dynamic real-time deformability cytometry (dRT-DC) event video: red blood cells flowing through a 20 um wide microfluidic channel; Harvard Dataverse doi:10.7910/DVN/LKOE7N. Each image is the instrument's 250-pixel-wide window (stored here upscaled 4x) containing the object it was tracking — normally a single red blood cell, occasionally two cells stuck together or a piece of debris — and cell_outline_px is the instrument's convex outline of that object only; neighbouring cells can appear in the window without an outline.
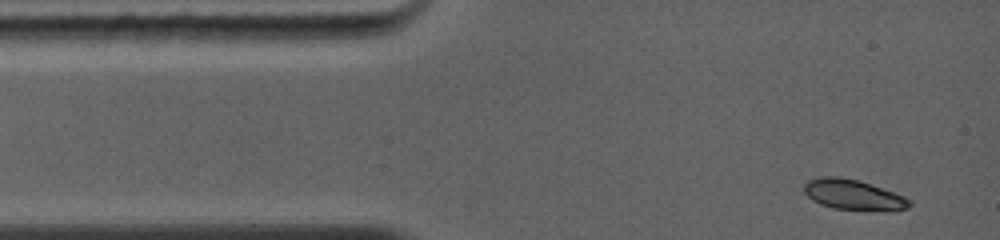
{"species": "common noctule bat (a hibernating species)", "species_latin": "Nyctalus noctula", "temperature_condition": "warm", "stored_images_in_passage": 24, "camera_frame_rate_fps": 5000, "um_per_image_px": 0.085, "animal": {"sex": "female", "body_mass_g": 19.0, "forearm_length_mm": 56.7}, "frame": {"image": 1, "passage_image": 1, "time_ms": 0.0, "image_size_px": [1000, 240], "cell_outline_px": [[908, 204], [904, 208], [836, 208], [824, 204], [808, 196], [804, 192], [804, 188], [812, 180], [856, 180], [892, 192], [908, 200]], "centroid_in_image_um": [72.5, 16.57], "position_along_channel_um": 12.5, "area_um2": 15.84}}
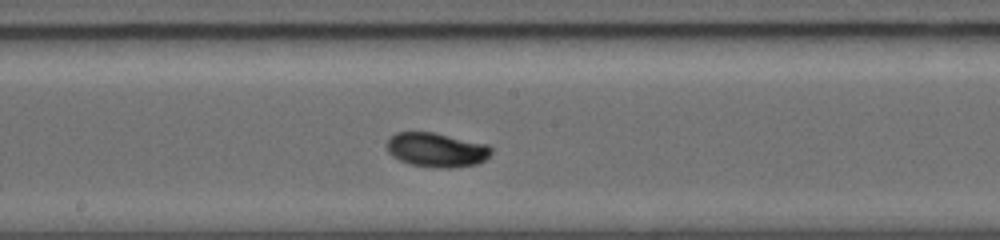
{"frame": {"image": 2, "passage_image": 13, "time_ms": 5.8, "image_size_px": [1000, 240], "cell_outline_px": [[492, 152], [484, 160], [476, 164], [448, 168], [436, 168], [412, 164], [400, 160], [388, 152], [388, 140], [396, 132], [432, 132], [484, 144], [492, 148]], "centroid_in_image_um": [37.1, 12.74], "position_along_channel_um": 211.1, "area_um2": 20.4}}
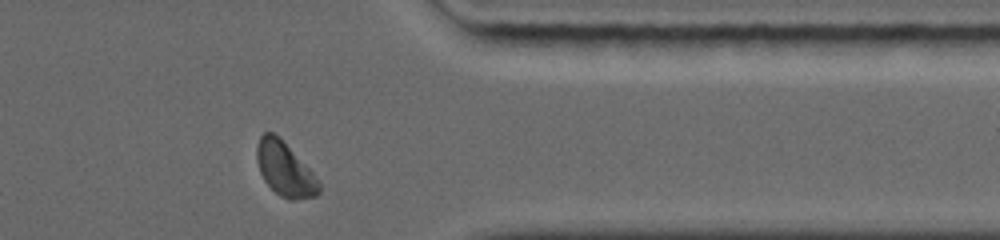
{"frame": {"image": 3, "passage_image": 22, "time_ms": 10.0, "image_size_px": [1000, 240], "cell_outline_px": [[320, 192], [316, 196], [292, 200], [288, 200], [280, 196], [264, 180], [260, 172], [256, 160], [256, 144], [260, 136], [264, 132], [272, 132], [280, 136], [312, 172], [320, 184]], "centroid_in_image_um": [24.19, 14.35], "position_along_channel_um": 387.2, "area_um2": 19.59}, "authors_computed_cell_mechanics": {"area_um2": 19.5653, "velocity_mm_per_s": 4.3731, "shape_relaxation_time_tau1_ms": 3.2474, "shape_relaxation_time_tau2_ms": null, "deformation_change_tau1": 0.1397, "deformation_change_tau2": null}}